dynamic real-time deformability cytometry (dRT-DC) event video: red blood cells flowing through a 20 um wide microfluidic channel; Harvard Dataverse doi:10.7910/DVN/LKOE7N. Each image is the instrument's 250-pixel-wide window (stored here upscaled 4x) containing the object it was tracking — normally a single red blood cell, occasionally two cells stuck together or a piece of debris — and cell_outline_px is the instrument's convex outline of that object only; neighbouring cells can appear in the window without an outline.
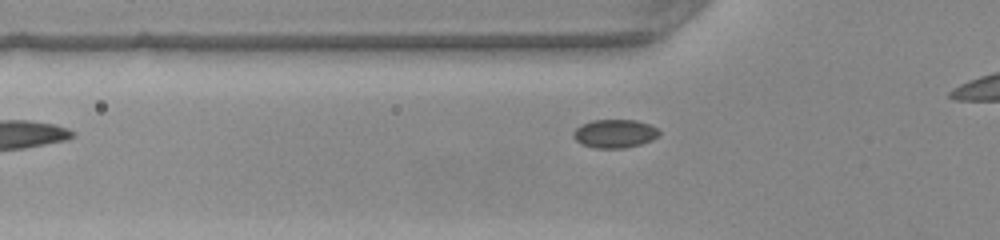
{"species": "common noctule bat (a hibernating species)", "species_latin": "Nyctalus noctula", "temperature_condition": "warm", "stored_images_in_passage": 6, "camera_frame_rate_fps": 3000, "um_per_image_px": 0.085, "animal": {"sex": "female", "body_mass_g": 22.0, "forearm_length_mm": 56.7}, "frame": {"image": 1, "passage_image": 4, "time_ms": 1.0, "image_size_px": [1000, 240], "cell_outline_px": [[660, 132], [652, 140], [640, 144], [624, 148], [596, 148], [580, 144], [572, 136], [572, 132], [576, 128], [592, 120], [636, 120], [648, 124], [656, 128]], "centroid_in_image_um": [52.22, 11.36], "position_along_channel_um": 73.6, "area_um2": 14.1}}